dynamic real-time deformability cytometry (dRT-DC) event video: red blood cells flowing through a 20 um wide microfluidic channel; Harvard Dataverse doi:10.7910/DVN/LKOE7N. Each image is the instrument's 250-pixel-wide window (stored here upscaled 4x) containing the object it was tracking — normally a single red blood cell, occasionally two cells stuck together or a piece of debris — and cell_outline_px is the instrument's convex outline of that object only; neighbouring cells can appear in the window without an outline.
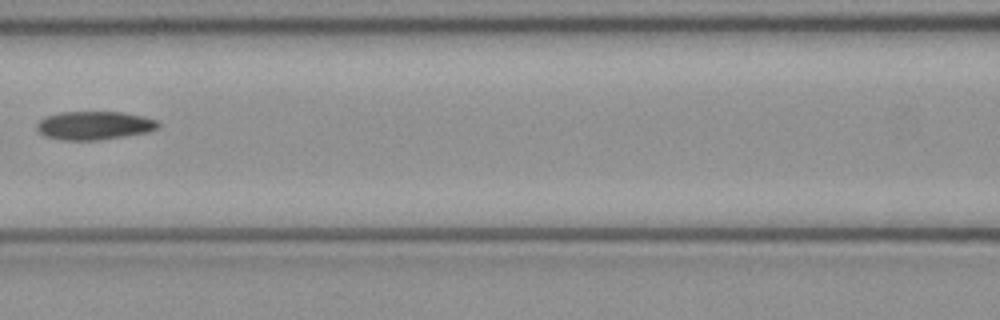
{"species": "common noctule bat (a hibernating species)", "species_latin": "Nyctalus noctula", "temperature_condition": "cold", "stored_images_in_passage": 8, "camera_frame_rate_fps": 3000, "um_per_image_px": 0.085, "animal": {"sex": "female", "body_mass_g": 21.9}, "frame": {"image": 1, "passage_image": 7, "time_ms": 2.0, "image_size_px": [1000, 320], "cell_outline_px": [[160, 128], [148, 132], [124, 136], [96, 140], [60, 140], [44, 136], [36, 128], [36, 124], [44, 116], [60, 112], [120, 112], [144, 116], [156, 120], [160, 124]], "centroid_in_image_um": [8.0, 10.66], "position_along_channel_um": 158.6, "area_um2": 20.23}}
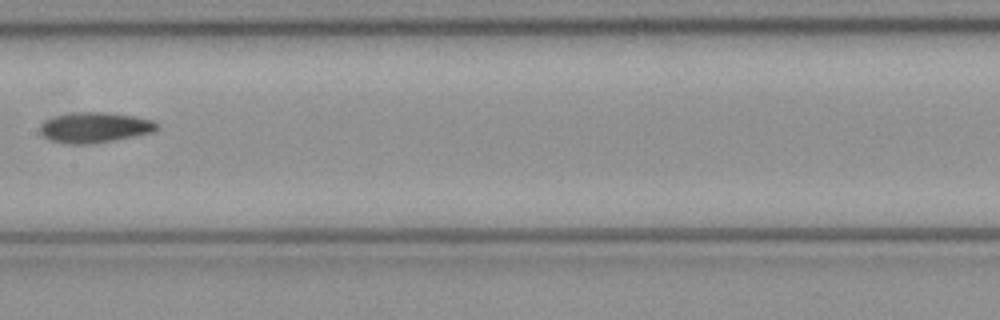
{"frame": {"image": 2, "passage_image": 8, "time_ms": 2.333, "image_size_px": [1000, 320], "cell_outline_px": [[160, 128], [152, 132], [136, 136], [92, 144], [68, 144], [48, 140], [40, 136], [40, 124], [44, 120], [52, 116], [72, 112], [104, 112], [136, 116], [152, 120], [160, 124]], "centroid_in_image_um": [8.02, 10.83], "position_along_channel_um": 199.4, "area_um2": 21.21}}